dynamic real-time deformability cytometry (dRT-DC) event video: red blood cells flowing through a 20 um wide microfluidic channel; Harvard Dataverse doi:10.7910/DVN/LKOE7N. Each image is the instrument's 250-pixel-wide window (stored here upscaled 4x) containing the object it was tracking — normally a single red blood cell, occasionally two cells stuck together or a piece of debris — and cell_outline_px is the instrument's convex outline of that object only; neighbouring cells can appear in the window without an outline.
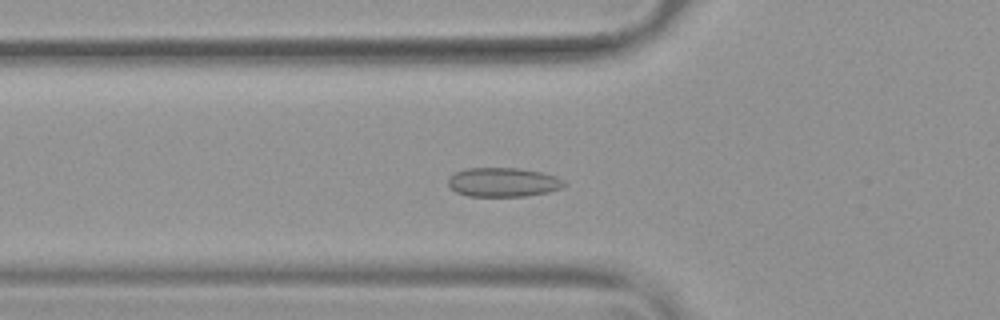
{"species": "common noctule bat (a hibernating species)", "species_latin": "Nyctalus noctula", "temperature_condition": "warm", "stored_images_in_passage": 53, "camera_frame_rate_fps": 3000, "um_per_image_px": 0.085, "animal": {"sex": "female", "body_mass_g": 19.9}, "frame": {"image": 1, "passage_image": 18, "time_ms": 5.667, "image_size_px": [1000, 320], "cell_outline_px": [[564, 184], [560, 188], [548, 192], [524, 196], [468, 196], [456, 192], [448, 184], [448, 176], [464, 168], [520, 168], [540, 172], [556, 176], [564, 180]], "centroid_in_image_um": [42.73, 15.48], "position_along_channel_um": 83.1, "area_um2": 19.65}}
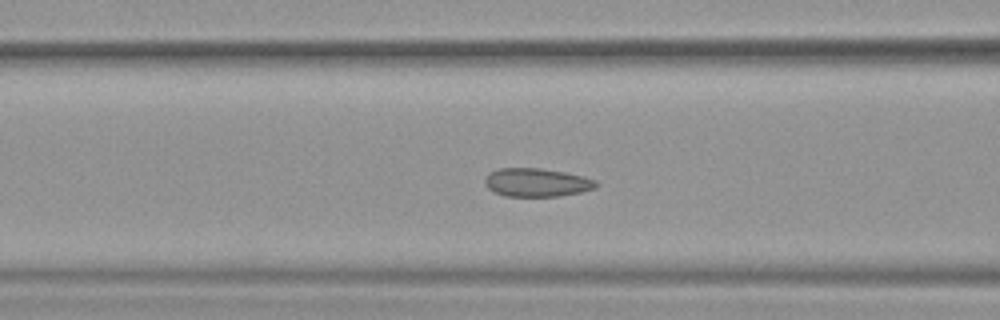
{"frame": {"image": 2, "passage_image": 21, "time_ms": 6.667, "image_size_px": [1000, 320], "cell_outline_px": [[600, 184], [596, 188], [580, 192], [556, 196], [504, 196], [492, 192], [484, 184], [484, 180], [488, 172], [500, 168], [540, 168], [564, 172], [584, 176], [596, 180]], "centroid_in_image_um": [45.6, 15.5], "position_along_channel_um": 121.0, "area_um2": 18.61}}
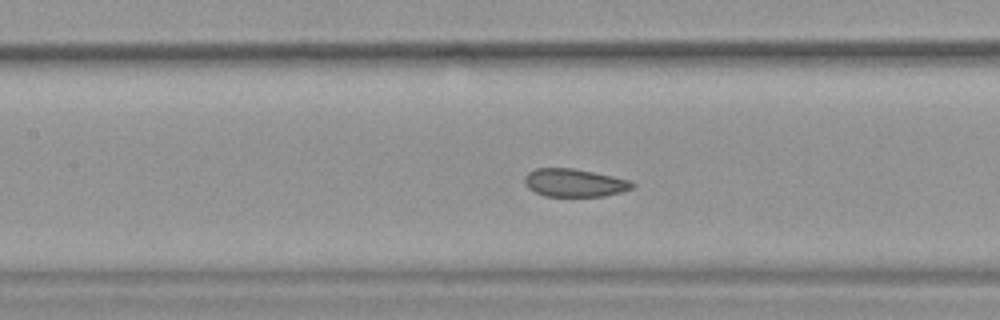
{"frame": {"image": 3, "passage_image": 24, "time_ms": 7.667, "image_size_px": [1000, 320], "cell_outline_px": [[636, 184], [632, 188], [620, 192], [604, 196], [544, 196], [528, 188], [524, 184], [524, 176], [528, 172], [536, 168], [572, 168], [632, 180]], "centroid_in_image_um": [48.81, 15.53], "position_along_channel_um": 158.6, "area_um2": 17.57}, "authors_computed_cell_mechanics": {"area_um2": 19.1896, "velocity_mm_per_s": 3.758, "shape_relaxation_time_tau1_ms": null, "shape_relaxation_time_tau2_ms": 0.7862, "deformation_change_tau1": null, "deformation_change_tau2": 0.0393}}